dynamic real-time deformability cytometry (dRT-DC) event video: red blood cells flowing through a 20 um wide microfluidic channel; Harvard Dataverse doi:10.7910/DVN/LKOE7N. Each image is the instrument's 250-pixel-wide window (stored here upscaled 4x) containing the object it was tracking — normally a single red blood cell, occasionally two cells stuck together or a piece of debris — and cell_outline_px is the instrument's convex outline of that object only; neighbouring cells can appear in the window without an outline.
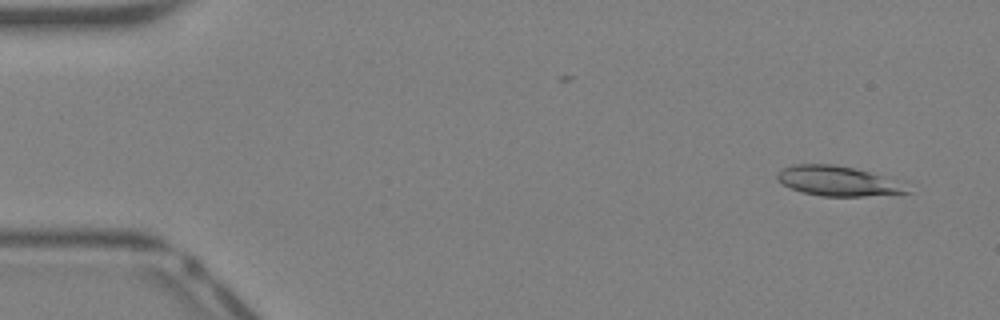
{"species": "Egyptian fruit bat (a non-hibernating species)", "species_latin": "Rousettus aegyptiacus", "temperature_condition": "warm", "stored_images_in_passage": 41, "camera_frame_rate_fps": 3000, "um_per_image_px": 0.085, "animal": {"sex": "female"}, "frame": {"image": 1, "passage_image": 3, "time_ms": 0.667, "image_size_px": [1000, 320], "cell_outline_px": [[912, 192], [864, 196], [820, 196], [800, 192], [776, 180], [776, 176], [784, 168], [792, 164], [832, 164], [852, 168], [868, 172], [880, 176]], "centroid_in_image_um": [71.05, 15.39], "position_along_channel_um": 14.0, "area_um2": 21.68}}
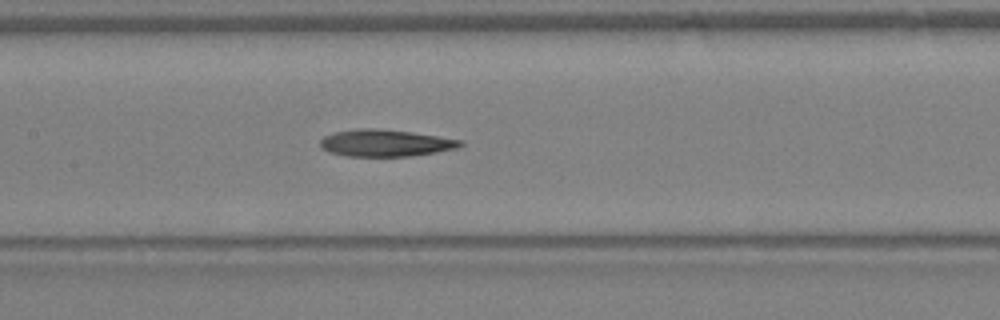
{"frame": {"image": 2, "passage_image": 20, "time_ms": 6.333, "image_size_px": [1000, 320], "cell_outline_px": [[464, 144], [460, 148], [436, 152], [408, 156], [344, 156], [320, 148], [320, 140], [324, 136], [336, 132], [360, 128], [372, 128], [412, 132], [464, 140]], "centroid_in_image_um": [32.8, 12.16], "position_along_channel_um": 174.6, "area_um2": 21.96}}
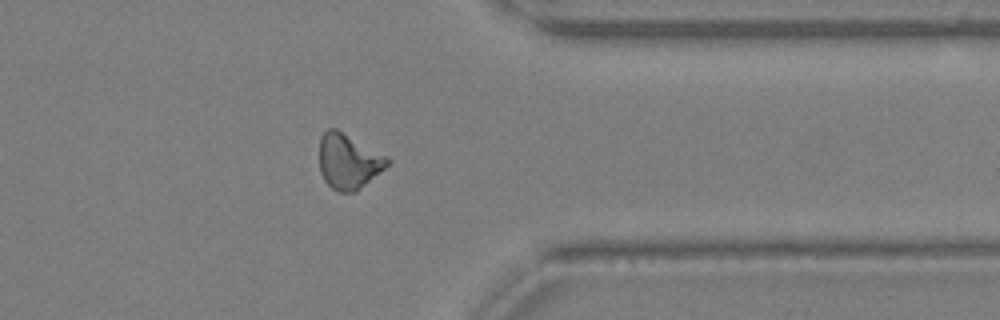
{"frame": {"image": 3, "passage_image": 33, "time_ms": 10.667, "image_size_px": [1000, 320], "cell_outline_px": [[392, 160], [384, 168], [356, 192], [336, 192], [324, 180], [320, 172], [320, 136], [328, 128], [336, 128], [388, 156]], "centroid_in_image_um": [29.62, 13.71], "position_along_channel_um": 381.8, "area_um2": 21.91}}